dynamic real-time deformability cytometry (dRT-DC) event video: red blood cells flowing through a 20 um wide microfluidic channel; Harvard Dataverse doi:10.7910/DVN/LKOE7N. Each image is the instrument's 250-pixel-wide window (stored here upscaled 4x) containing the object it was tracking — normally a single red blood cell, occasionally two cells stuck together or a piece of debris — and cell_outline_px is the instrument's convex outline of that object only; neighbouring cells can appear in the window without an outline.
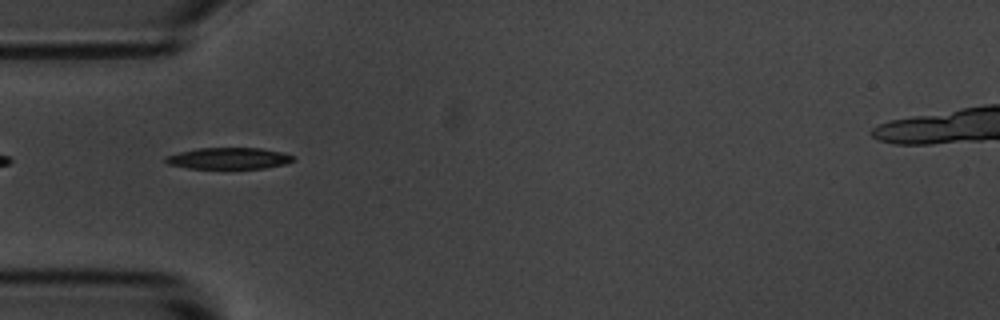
{"species": "common noctule bat (a hibernating species)", "species_latin": "Nyctalus noctula", "temperature_condition": "room temperature", "stored_images_in_passage": 5, "segment_of_instrument_passage": [2, 2], "camera_frame_rate_fps": 3000, "um_per_image_px": 0.085, "animal": {"sex": "male", "body_mass_g": 20.1, "forearm_length_mm": 53.5}, "frame": {"image": 1, "passage_image": 5, "time_ms": 4.667, "image_size_px": [1000, 320], "cell_outline_px": [[296, 160], [284, 164], [264, 168], [188, 168], [168, 164], [164, 160], [164, 156], [180, 152], [200, 148], [260, 148], [284, 152], [292, 156]], "centroid_in_image_um": [19.45, 13.45], "position_along_channel_um": 65.6, "area_um2": 15.84}}